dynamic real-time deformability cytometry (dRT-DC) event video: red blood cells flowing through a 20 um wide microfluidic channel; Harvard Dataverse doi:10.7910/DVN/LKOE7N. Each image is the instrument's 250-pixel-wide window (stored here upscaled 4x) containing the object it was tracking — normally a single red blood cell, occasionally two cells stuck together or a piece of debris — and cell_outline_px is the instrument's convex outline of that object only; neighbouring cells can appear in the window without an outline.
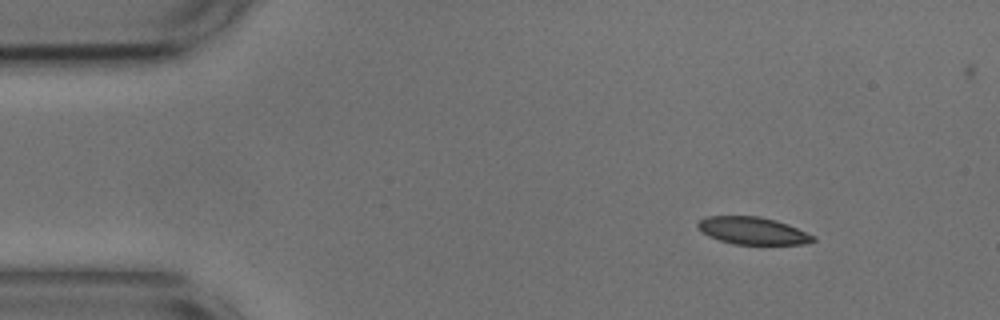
{"species": "common noctule bat (a hibernating species)", "species_latin": "Nyctalus noctula", "temperature_condition": "cold", "stored_images_in_passage": 49, "camera_frame_rate_fps": 3000, "um_per_image_px": 0.085, "animal": {"sex": "male", "body_mass_g": 17.9, "forearm_length_mm": 54.2}, "frame": {"image": 1, "passage_image": 1, "time_ms": 0.0, "image_size_px": [1000, 320], "cell_outline_px": [[816, 240], [804, 244], [732, 244], [708, 236], [696, 224], [700, 220], [708, 216], [760, 216], [776, 220], [788, 224], [816, 236]], "centroid_in_image_um": [64.02, 19.61], "position_along_channel_um": 21.0, "area_um2": 18.32}}
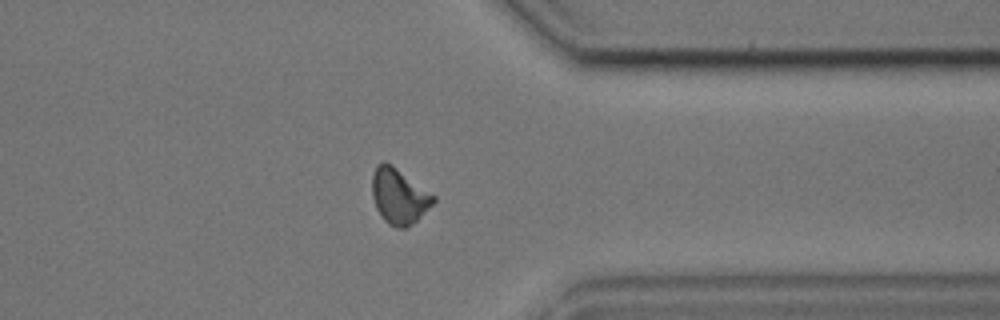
{"frame": {"image": 2, "passage_image": 37, "time_ms": 12.0, "image_size_px": [1000, 320], "cell_outline_px": [[436, 200], [412, 224], [404, 228], [396, 228], [388, 224], [384, 220], [376, 208], [372, 196], [372, 176], [376, 164], [380, 160], [384, 160], [392, 164], [436, 196]], "centroid_in_image_um": [33.89, 16.64], "position_along_channel_um": 377.5, "area_um2": 19.88}}
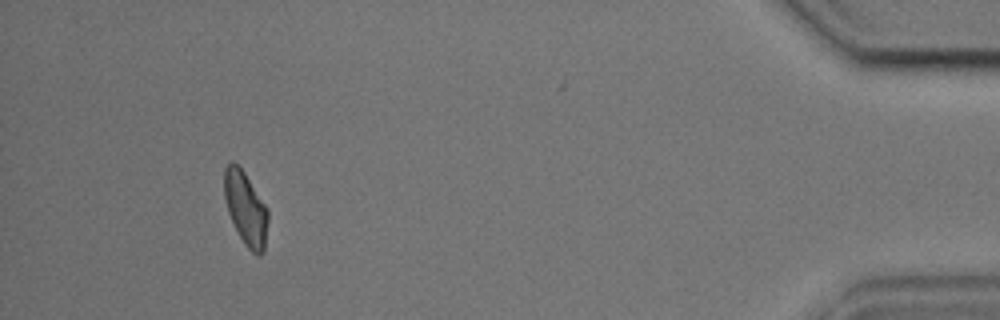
{"frame": {"image": 3, "passage_image": 45, "time_ms": 14.667, "image_size_px": [1000, 320], "cell_outline_px": [[268, 220], [264, 252], [260, 256], [256, 256], [244, 244], [228, 212], [224, 196], [224, 168], [232, 160], [244, 172], [268, 208]], "centroid_in_image_um": [20.9, 17.73], "position_along_channel_um": 414.3, "area_um2": 18.67}, "authors_computed_cell_mechanics": {"area_um2": 19.4786, "velocity_mm_per_s": 3.6313, "shape_relaxation_time_tau1_ms": 3.6569, "shape_relaxation_time_tau2_ms": 2.919, "deformation_change_tau1": 0.1037, "deformation_change_tau2": 0.085}}